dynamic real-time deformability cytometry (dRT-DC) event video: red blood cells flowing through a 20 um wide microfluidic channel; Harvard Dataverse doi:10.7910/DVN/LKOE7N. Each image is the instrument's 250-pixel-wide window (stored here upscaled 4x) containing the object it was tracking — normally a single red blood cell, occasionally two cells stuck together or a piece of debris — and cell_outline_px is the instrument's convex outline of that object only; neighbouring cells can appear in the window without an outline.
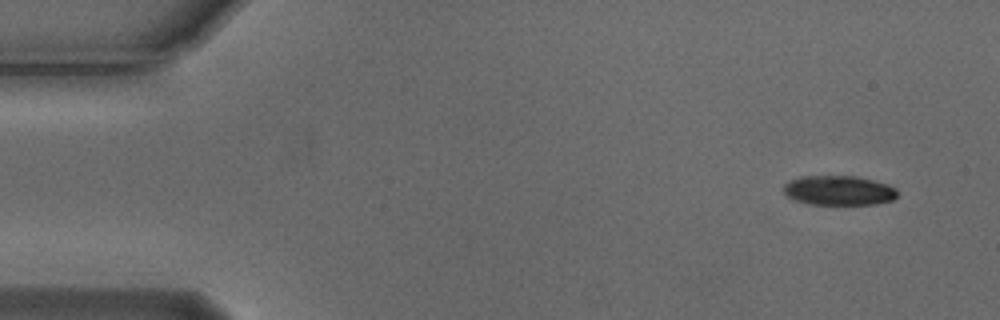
{"species": "Egyptian fruit bat (a non-hibernating species)", "species_latin": "Rousettus aegyptiacus", "temperature_condition": "cold", "stored_images_in_passage": 4, "camera_frame_rate_fps": 3000, "um_per_image_px": 0.085, "animal": {"sex": "male"}, "frame": {"image": 1, "passage_image": 1, "time_ms": 0.0, "image_size_px": [1000, 320], "cell_outline_px": [[896, 196], [892, 200], [876, 204], [812, 204], [796, 200], [788, 196], [784, 192], [784, 184], [788, 180], [800, 176], [856, 176], [888, 184], [896, 188]], "centroid_in_image_um": [71.29, 16.17], "position_along_channel_um": 13.7, "area_um2": 19.54}}
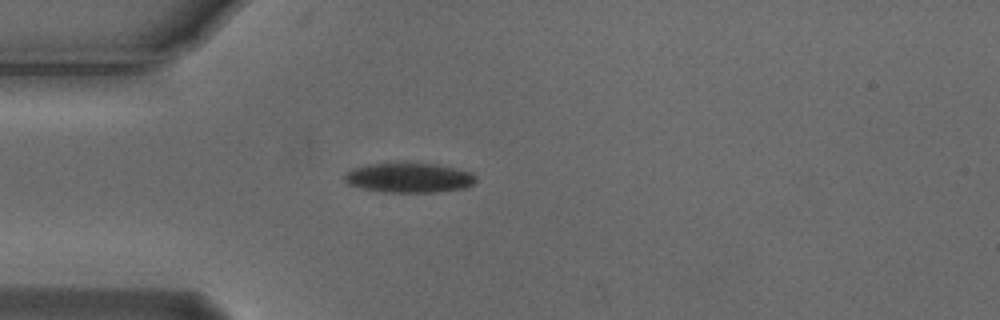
{"frame": {"image": 2, "passage_image": 4, "time_ms": 1.0, "image_size_px": [1000, 320], "cell_outline_px": [[476, 180], [472, 184], [464, 188], [436, 192], [384, 192], [364, 188], [348, 184], [344, 180], [344, 176], [352, 168], [368, 164], [400, 160], [404, 160], [436, 164], [456, 168], [472, 172], [476, 176]], "centroid_in_image_um": [34.76, 15.06], "position_along_channel_um": 50.2, "area_um2": 23.47}}